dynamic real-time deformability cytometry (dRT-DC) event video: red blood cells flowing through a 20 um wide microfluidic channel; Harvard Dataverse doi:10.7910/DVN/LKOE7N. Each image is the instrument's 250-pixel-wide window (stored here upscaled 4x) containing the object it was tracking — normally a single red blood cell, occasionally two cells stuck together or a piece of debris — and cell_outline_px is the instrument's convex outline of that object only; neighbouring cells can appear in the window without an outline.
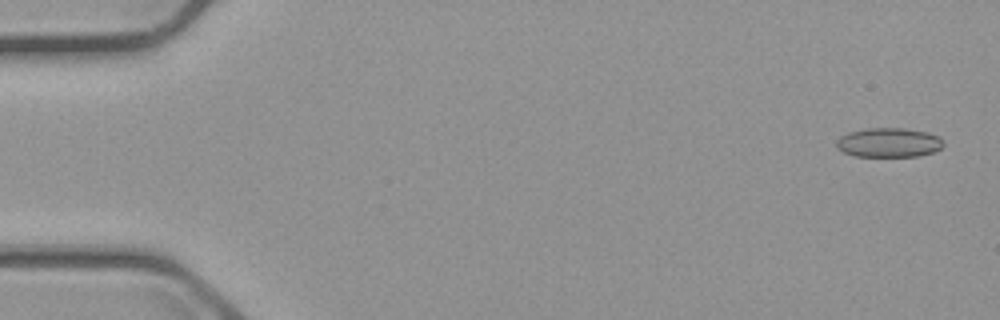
{"species": "common noctule bat (a hibernating species)", "species_latin": "Nyctalus noctula", "temperature_condition": "cold", "stored_images_in_passage": 5, "camera_frame_rate_fps": 3000, "um_per_image_px": 0.085, "animal": {"sex": "male", "body_mass_g": 23.1, "forearm_length_mm": 52.7}, "frame": {"image": 1, "passage_image": 1, "time_ms": 0.0, "image_size_px": [1000, 320], "cell_outline_px": [[944, 144], [940, 148], [932, 152], [920, 156], [856, 156], [844, 152], [836, 144], [836, 140], [840, 136], [848, 132], [868, 128], [904, 128], [928, 132], [940, 136]], "centroid_in_image_um": [75.57, 12.11], "position_along_channel_um": 9.4, "area_um2": 18.26}}
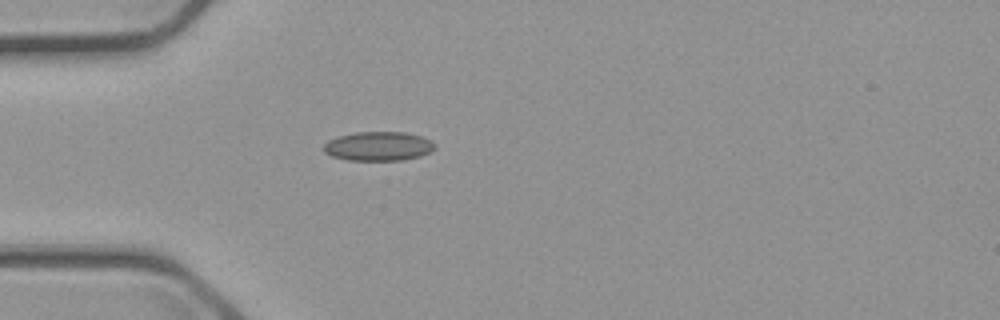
{"frame": {"image": 2, "passage_image": 5, "time_ms": 4.667, "image_size_px": [1000, 320], "cell_outline_px": [[436, 148], [420, 156], [404, 160], [348, 160], [332, 156], [324, 152], [324, 144], [328, 140], [340, 136], [356, 132], [404, 132], [420, 136], [436, 144]], "centroid_in_image_um": [32.16, 12.43], "position_along_channel_um": 52.8, "area_um2": 18.73}}